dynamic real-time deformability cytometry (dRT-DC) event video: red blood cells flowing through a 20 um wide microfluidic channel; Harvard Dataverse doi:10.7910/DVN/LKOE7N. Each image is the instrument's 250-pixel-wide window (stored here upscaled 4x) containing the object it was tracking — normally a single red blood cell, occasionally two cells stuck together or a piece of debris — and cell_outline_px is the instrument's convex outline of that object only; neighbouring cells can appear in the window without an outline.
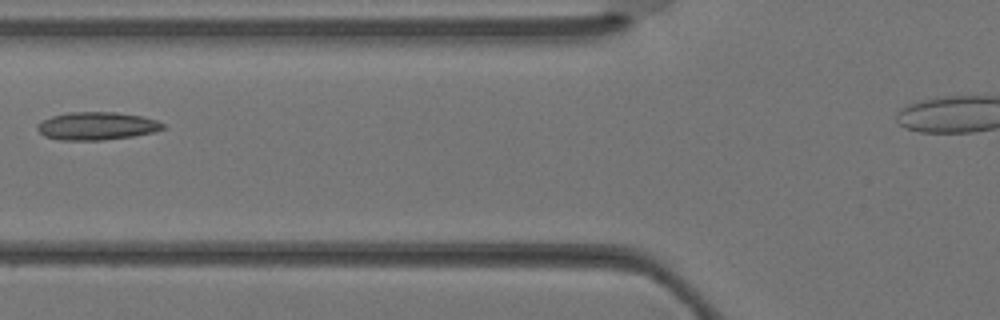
{"species": "Egyptian fruit bat (a non-hibernating species)", "species_latin": "Rousettus aegyptiacus", "temperature_condition": "warm", "stored_images_in_passage": 3, "segment_of_instrument_passage": [1, 2], "camera_frame_rate_fps": 3000, "um_per_image_px": 0.085, "animal": {"sex": "female"}, "frame": {"image": 1, "passage_image": 2, "time_ms": 0.333, "image_size_px": [1000, 320], "cell_outline_px": [[164, 128], [152, 132], [132, 136], [104, 140], [60, 140], [44, 136], [36, 128], [36, 124], [52, 116], [68, 112], [116, 112], [144, 116], [156, 120], [164, 124]], "centroid_in_image_um": [8.21, 10.7], "position_along_channel_um": 117.6, "area_um2": 20.4}}